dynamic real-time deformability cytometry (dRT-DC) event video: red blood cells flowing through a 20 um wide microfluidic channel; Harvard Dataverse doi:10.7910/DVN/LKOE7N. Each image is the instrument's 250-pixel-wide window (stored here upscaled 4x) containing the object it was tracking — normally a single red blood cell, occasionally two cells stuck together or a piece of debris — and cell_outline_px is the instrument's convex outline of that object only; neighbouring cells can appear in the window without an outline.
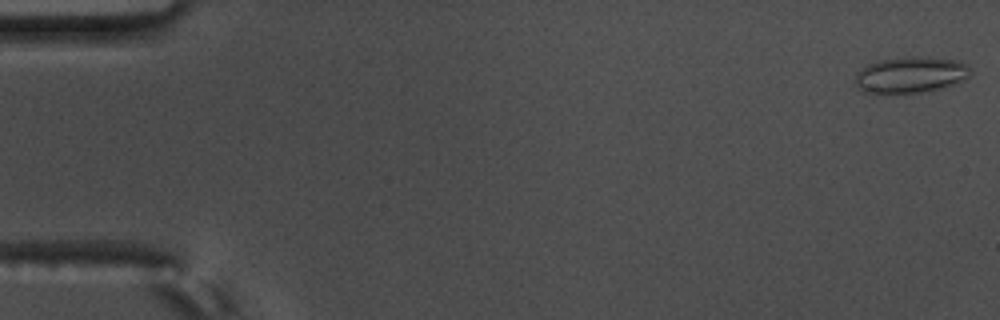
{"species": "common noctule bat (a hibernating species)", "species_latin": "Nyctalus noctula", "temperature_condition": "warm", "stored_images_in_passage": 56, "camera_frame_rate_fps": 3000, "um_per_image_px": 0.085, "animal": {"sex": "male", "body_mass_g": 17.5, "forearm_length_mm": 52.3}, "frame": {"image": 1, "passage_image": 1, "time_ms": 0.0, "image_size_px": [1000, 320], "cell_outline_px": [[972, 72], [968, 76], [944, 88], [920, 92], [864, 92], [856, 84], [856, 72], [860, 68], [868, 64], [880, 60], [912, 56], [952, 60], [964, 64], [972, 68]], "centroid_in_image_um": [77.38, 6.35], "position_along_channel_um": 7.6, "area_um2": 23.7}}
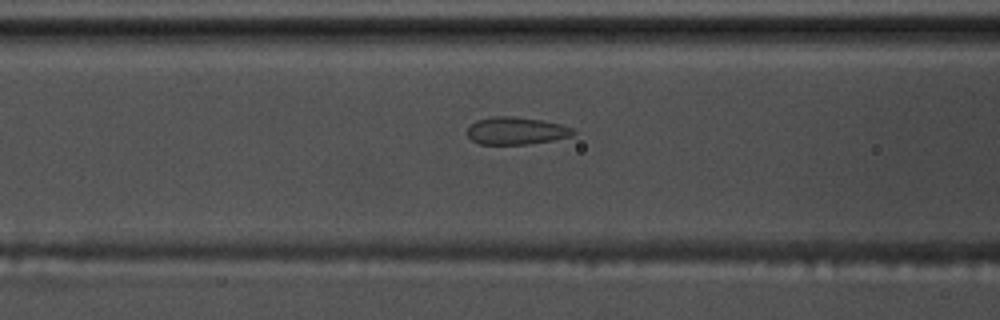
{"frame": {"image": 2, "passage_image": 23, "time_ms": 7.333, "image_size_px": [1000, 320], "cell_outline_px": [[576, 132], [572, 136], [552, 140], [528, 144], [480, 144], [472, 140], [468, 136], [468, 128], [476, 120], [492, 116], [512, 116], [540, 120], [560, 124], [572, 128]], "centroid_in_image_um": [43.87, 11.11], "position_along_channel_um": 122.7, "area_um2": 16.82}}
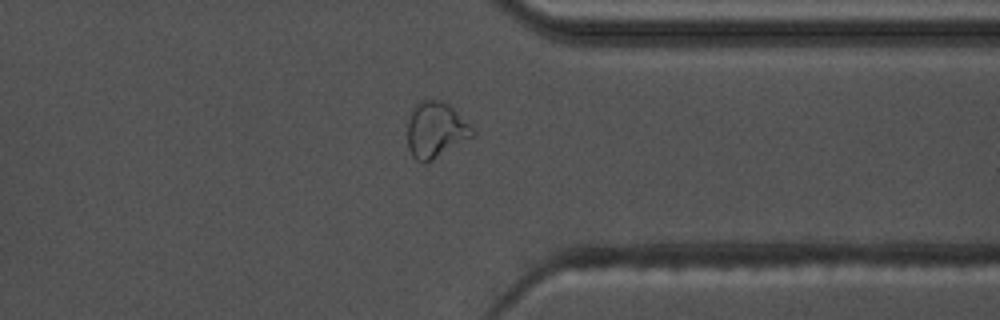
{"frame": {"image": 3, "passage_image": 44, "time_ms": 14.333, "image_size_px": [1000, 320], "cell_outline_px": [[476, 136], [432, 160], [424, 164], [420, 164], [412, 156], [408, 148], [408, 116], [412, 108], [420, 100], [444, 100], [476, 132]], "centroid_in_image_um": [37.02, 11.06], "position_along_channel_um": 374.4, "area_um2": 21.39}, "authors_computed_cell_mechanics": {"area_um2": 18.7272, "velocity_mm_per_s": 3.6351, "shape_relaxation_time_tau1_ms": null, "shape_relaxation_time_tau2_ms": 1.1416, "deformation_change_tau1": null, "deformation_change_tau2": 0.0858}}